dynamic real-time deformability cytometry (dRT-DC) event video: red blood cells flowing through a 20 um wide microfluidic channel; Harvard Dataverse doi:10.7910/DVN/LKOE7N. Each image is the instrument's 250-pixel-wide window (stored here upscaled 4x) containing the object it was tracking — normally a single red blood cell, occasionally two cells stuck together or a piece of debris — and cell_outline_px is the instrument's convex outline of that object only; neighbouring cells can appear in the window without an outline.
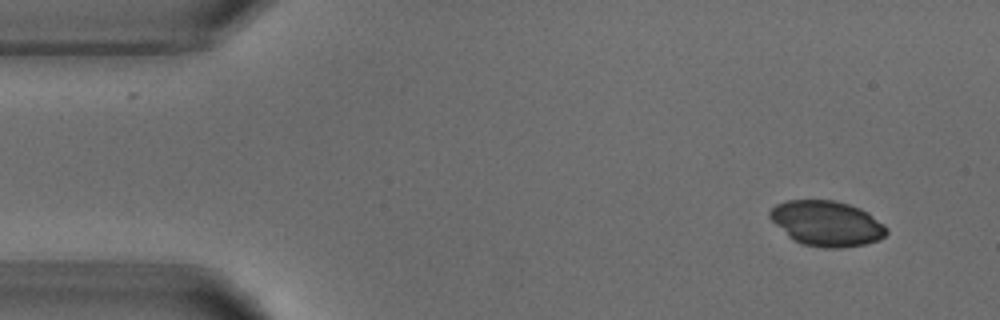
{"species": "common noctule bat (a hibernating species)", "species_latin": "Nyctalus noctula", "temperature_condition": "warm", "stored_images_in_passage": 6, "camera_frame_rate_fps": 3000, "um_per_image_px": 0.085, "animal": {"sex": "male", "body_mass_g": 18.8}, "frame": {"image": 1, "passage_image": 1, "time_ms": 0.0, "image_size_px": [1000, 320], "cell_outline_px": [[888, 232], [880, 240], [864, 244], [840, 248], [824, 248], [800, 244], [788, 236], [768, 216], [768, 212], [776, 204], [788, 200], [832, 200], [848, 204], [860, 208], [868, 212], [884, 224], [888, 228]], "centroid_in_image_um": [70.29, 19.0], "position_along_channel_um": 14.7, "area_um2": 30.87}}